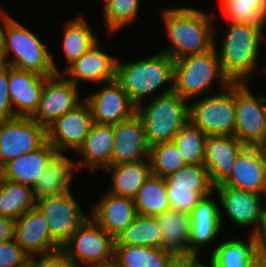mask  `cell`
Instances as JSON below:
<instances>
[{
    "instance_id": "cell-53",
    "label": "cell",
    "mask_w": 266,
    "mask_h": 267,
    "mask_svg": "<svg viewBox=\"0 0 266 267\" xmlns=\"http://www.w3.org/2000/svg\"><path fill=\"white\" fill-rule=\"evenodd\" d=\"M21 267H31V262L29 261L28 263H26L25 265H23Z\"/></svg>"
},
{
    "instance_id": "cell-36",
    "label": "cell",
    "mask_w": 266,
    "mask_h": 267,
    "mask_svg": "<svg viewBox=\"0 0 266 267\" xmlns=\"http://www.w3.org/2000/svg\"><path fill=\"white\" fill-rule=\"evenodd\" d=\"M166 186L190 189L199 192L203 197L211 195L215 191L209 172L203 164H187L173 174L165 177Z\"/></svg>"
},
{
    "instance_id": "cell-28",
    "label": "cell",
    "mask_w": 266,
    "mask_h": 267,
    "mask_svg": "<svg viewBox=\"0 0 266 267\" xmlns=\"http://www.w3.org/2000/svg\"><path fill=\"white\" fill-rule=\"evenodd\" d=\"M111 171V194L134 199L146 180L151 175L150 160L121 163L109 166Z\"/></svg>"
},
{
    "instance_id": "cell-38",
    "label": "cell",
    "mask_w": 266,
    "mask_h": 267,
    "mask_svg": "<svg viewBox=\"0 0 266 267\" xmlns=\"http://www.w3.org/2000/svg\"><path fill=\"white\" fill-rule=\"evenodd\" d=\"M206 134L188 121L175 135L173 141L186 164H204Z\"/></svg>"
},
{
    "instance_id": "cell-52",
    "label": "cell",
    "mask_w": 266,
    "mask_h": 267,
    "mask_svg": "<svg viewBox=\"0 0 266 267\" xmlns=\"http://www.w3.org/2000/svg\"><path fill=\"white\" fill-rule=\"evenodd\" d=\"M261 196H263V201L266 202V174H265L264 186L261 192ZM265 211H266V207H265Z\"/></svg>"
},
{
    "instance_id": "cell-31",
    "label": "cell",
    "mask_w": 266,
    "mask_h": 267,
    "mask_svg": "<svg viewBox=\"0 0 266 267\" xmlns=\"http://www.w3.org/2000/svg\"><path fill=\"white\" fill-rule=\"evenodd\" d=\"M36 205L33 189L0 176V215L17 220Z\"/></svg>"
},
{
    "instance_id": "cell-47",
    "label": "cell",
    "mask_w": 266,
    "mask_h": 267,
    "mask_svg": "<svg viewBox=\"0 0 266 267\" xmlns=\"http://www.w3.org/2000/svg\"><path fill=\"white\" fill-rule=\"evenodd\" d=\"M166 267H187V257L177 256L168 266Z\"/></svg>"
},
{
    "instance_id": "cell-44",
    "label": "cell",
    "mask_w": 266,
    "mask_h": 267,
    "mask_svg": "<svg viewBox=\"0 0 266 267\" xmlns=\"http://www.w3.org/2000/svg\"><path fill=\"white\" fill-rule=\"evenodd\" d=\"M15 220L0 215V244L14 239Z\"/></svg>"
},
{
    "instance_id": "cell-11",
    "label": "cell",
    "mask_w": 266,
    "mask_h": 267,
    "mask_svg": "<svg viewBox=\"0 0 266 267\" xmlns=\"http://www.w3.org/2000/svg\"><path fill=\"white\" fill-rule=\"evenodd\" d=\"M47 220L51 238L62 247L88 218L71 191L36 200L35 205Z\"/></svg>"
},
{
    "instance_id": "cell-13",
    "label": "cell",
    "mask_w": 266,
    "mask_h": 267,
    "mask_svg": "<svg viewBox=\"0 0 266 267\" xmlns=\"http://www.w3.org/2000/svg\"><path fill=\"white\" fill-rule=\"evenodd\" d=\"M105 86L84 99L90 105L93 122L114 125L131 119L137 107L121 85L114 80Z\"/></svg>"
},
{
    "instance_id": "cell-20",
    "label": "cell",
    "mask_w": 266,
    "mask_h": 267,
    "mask_svg": "<svg viewBox=\"0 0 266 267\" xmlns=\"http://www.w3.org/2000/svg\"><path fill=\"white\" fill-rule=\"evenodd\" d=\"M47 77L9 65L8 92L15 117H32L35 114Z\"/></svg>"
},
{
    "instance_id": "cell-23",
    "label": "cell",
    "mask_w": 266,
    "mask_h": 267,
    "mask_svg": "<svg viewBox=\"0 0 266 267\" xmlns=\"http://www.w3.org/2000/svg\"><path fill=\"white\" fill-rule=\"evenodd\" d=\"M134 199L106 193L96 203L91 218L115 240L137 216Z\"/></svg>"
},
{
    "instance_id": "cell-16",
    "label": "cell",
    "mask_w": 266,
    "mask_h": 267,
    "mask_svg": "<svg viewBox=\"0 0 266 267\" xmlns=\"http://www.w3.org/2000/svg\"><path fill=\"white\" fill-rule=\"evenodd\" d=\"M14 239L30 257L61 249L51 238L47 220L36 206L15 220Z\"/></svg>"
},
{
    "instance_id": "cell-49",
    "label": "cell",
    "mask_w": 266,
    "mask_h": 267,
    "mask_svg": "<svg viewBox=\"0 0 266 267\" xmlns=\"http://www.w3.org/2000/svg\"><path fill=\"white\" fill-rule=\"evenodd\" d=\"M254 255L259 259L262 267H266V251L265 250H255Z\"/></svg>"
},
{
    "instance_id": "cell-10",
    "label": "cell",
    "mask_w": 266,
    "mask_h": 267,
    "mask_svg": "<svg viewBox=\"0 0 266 267\" xmlns=\"http://www.w3.org/2000/svg\"><path fill=\"white\" fill-rule=\"evenodd\" d=\"M47 141V129L31 117L0 120V169L40 148Z\"/></svg>"
},
{
    "instance_id": "cell-51",
    "label": "cell",
    "mask_w": 266,
    "mask_h": 267,
    "mask_svg": "<svg viewBox=\"0 0 266 267\" xmlns=\"http://www.w3.org/2000/svg\"><path fill=\"white\" fill-rule=\"evenodd\" d=\"M259 149L266 156V136L263 142L259 145Z\"/></svg>"
},
{
    "instance_id": "cell-46",
    "label": "cell",
    "mask_w": 266,
    "mask_h": 267,
    "mask_svg": "<svg viewBox=\"0 0 266 267\" xmlns=\"http://www.w3.org/2000/svg\"><path fill=\"white\" fill-rule=\"evenodd\" d=\"M0 20L3 22L2 25L0 24V66L7 65L6 56L4 51V29L6 23L12 18L11 16L7 15L6 12L0 9Z\"/></svg>"
},
{
    "instance_id": "cell-19",
    "label": "cell",
    "mask_w": 266,
    "mask_h": 267,
    "mask_svg": "<svg viewBox=\"0 0 266 267\" xmlns=\"http://www.w3.org/2000/svg\"><path fill=\"white\" fill-rule=\"evenodd\" d=\"M266 174V156L259 147L246 146L237 156L230 175L216 187L261 194Z\"/></svg>"
},
{
    "instance_id": "cell-41",
    "label": "cell",
    "mask_w": 266,
    "mask_h": 267,
    "mask_svg": "<svg viewBox=\"0 0 266 267\" xmlns=\"http://www.w3.org/2000/svg\"><path fill=\"white\" fill-rule=\"evenodd\" d=\"M29 258L15 239L0 244V267H21Z\"/></svg>"
},
{
    "instance_id": "cell-34",
    "label": "cell",
    "mask_w": 266,
    "mask_h": 267,
    "mask_svg": "<svg viewBox=\"0 0 266 267\" xmlns=\"http://www.w3.org/2000/svg\"><path fill=\"white\" fill-rule=\"evenodd\" d=\"M222 12L229 23L257 27L262 31L266 24V0H222Z\"/></svg>"
},
{
    "instance_id": "cell-4",
    "label": "cell",
    "mask_w": 266,
    "mask_h": 267,
    "mask_svg": "<svg viewBox=\"0 0 266 267\" xmlns=\"http://www.w3.org/2000/svg\"><path fill=\"white\" fill-rule=\"evenodd\" d=\"M174 60L164 52L149 58L122 64L117 60L116 81L138 107L148 94L173 81Z\"/></svg>"
},
{
    "instance_id": "cell-50",
    "label": "cell",
    "mask_w": 266,
    "mask_h": 267,
    "mask_svg": "<svg viewBox=\"0 0 266 267\" xmlns=\"http://www.w3.org/2000/svg\"><path fill=\"white\" fill-rule=\"evenodd\" d=\"M245 267H262L259 259L253 255V257L246 263Z\"/></svg>"
},
{
    "instance_id": "cell-25",
    "label": "cell",
    "mask_w": 266,
    "mask_h": 267,
    "mask_svg": "<svg viewBox=\"0 0 266 267\" xmlns=\"http://www.w3.org/2000/svg\"><path fill=\"white\" fill-rule=\"evenodd\" d=\"M113 144L114 125L93 122L83 144L77 150L82 156L80 163L76 162L78 169L84 163L91 172L98 170L97 168L106 170L111 166Z\"/></svg>"
},
{
    "instance_id": "cell-45",
    "label": "cell",
    "mask_w": 266,
    "mask_h": 267,
    "mask_svg": "<svg viewBox=\"0 0 266 267\" xmlns=\"http://www.w3.org/2000/svg\"><path fill=\"white\" fill-rule=\"evenodd\" d=\"M252 236L254 239L255 250L266 251V211L263 213L262 219Z\"/></svg>"
},
{
    "instance_id": "cell-22",
    "label": "cell",
    "mask_w": 266,
    "mask_h": 267,
    "mask_svg": "<svg viewBox=\"0 0 266 267\" xmlns=\"http://www.w3.org/2000/svg\"><path fill=\"white\" fill-rule=\"evenodd\" d=\"M245 147L234 135L206 137L203 165L215 187L230 175L237 156Z\"/></svg>"
},
{
    "instance_id": "cell-29",
    "label": "cell",
    "mask_w": 266,
    "mask_h": 267,
    "mask_svg": "<svg viewBox=\"0 0 266 267\" xmlns=\"http://www.w3.org/2000/svg\"><path fill=\"white\" fill-rule=\"evenodd\" d=\"M177 256L163 248L115 245V267H166Z\"/></svg>"
},
{
    "instance_id": "cell-3",
    "label": "cell",
    "mask_w": 266,
    "mask_h": 267,
    "mask_svg": "<svg viewBox=\"0 0 266 267\" xmlns=\"http://www.w3.org/2000/svg\"><path fill=\"white\" fill-rule=\"evenodd\" d=\"M160 94L149 103L140 104L136 108L150 146L173 141L175 135L189 121L188 100L173 91V82Z\"/></svg>"
},
{
    "instance_id": "cell-6",
    "label": "cell",
    "mask_w": 266,
    "mask_h": 267,
    "mask_svg": "<svg viewBox=\"0 0 266 267\" xmlns=\"http://www.w3.org/2000/svg\"><path fill=\"white\" fill-rule=\"evenodd\" d=\"M217 46L204 54L187 55L174 61L173 91L190 102L191 98L204 93L215 78L220 89L225 90L232 82L223 73Z\"/></svg>"
},
{
    "instance_id": "cell-12",
    "label": "cell",
    "mask_w": 266,
    "mask_h": 267,
    "mask_svg": "<svg viewBox=\"0 0 266 267\" xmlns=\"http://www.w3.org/2000/svg\"><path fill=\"white\" fill-rule=\"evenodd\" d=\"M62 75L56 73L46 78L38 109L31 117L46 129L58 118L81 104L78 86L67 78L63 79Z\"/></svg>"
},
{
    "instance_id": "cell-1",
    "label": "cell",
    "mask_w": 266,
    "mask_h": 267,
    "mask_svg": "<svg viewBox=\"0 0 266 267\" xmlns=\"http://www.w3.org/2000/svg\"><path fill=\"white\" fill-rule=\"evenodd\" d=\"M162 16L171 45L161 52L174 61L187 55L204 54L214 48L213 14L189 7H173L163 10Z\"/></svg>"
},
{
    "instance_id": "cell-39",
    "label": "cell",
    "mask_w": 266,
    "mask_h": 267,
    "mask_svg": "<svg viewBox=\"0 0 266 267\" xmlns=\"http://www.w3.org/2000/svg\"><path fill=\"white\" fill-rule=\"evenodd\" d=\"M140 0H104L107 31L116 32L128 26L138 16Z\"/></svg>"
},
{
    "instance_id": "cell-35",
    "label": "cell",
    "mask_w": 266,
    "mask_h": 267,
    "mask_svg": "<svg viewBox=\"0 0 266 267\" xmlns=\"http://www.w3.org/2000/svg\"><path fill=\"white\" fill-rule=\"evenodd\" d=\"M254 253V239L249 235L248 242L242 239H230L216 246L210 262L214 267H245Z\"/></svg>"
},
{
    "instance_id": "cell-32",
    "label": "cell",
    "mask_w": 266,
    "mask_h": 267,
    "mask_svg": "<svg viewBox=\"0 0 266 267\" xmlns=\"http://www.w3.org/2000/svg\"><path fill=\"white\" fill-rule=\"evenodd\" d=\"M136 211L141 216L155 217L171 210L163 177L150 175L134 198Z\"/></svg>"
},
{
    "instance_id": "cell-40",
    "label": "cell",
    "mask_w": 266,
    "mask_h": 267,
    "mask_svg": "<svg viewBox=\"0 0 266 267\" xmlns=\"http://www.w3.org/2000/svg\"><path fill=\"white\" fill-rule=\"evenodd\" d=\"M170 208L173 211L190 214L203 196L194 190L166 186Z\"/></svg>"
},
{
    "instance_id": "cell-14",
    "label": "cell",
    "mask_w": 266,
    "mask_h": 267,
    "mask_svg": "<svg viewBox=\"0 0 266 267\" xmlns=\"http://www.w3.org/2000/svg\"><path fill=\"white\" fill-rule=\"evenodd\" d=\"M92 124L90 105L83 100L74 110L67 112L47 128V141L57 152H64L68 148L77 151Z\"/></svg>"
},
{
    "instance_id": "cell-30",
    "label": "cell",
    "mask_w": 266,
    "mask_h": 267,
    "mask_svg": "<svg viewBox=\"0 0 266 267\" xmlns=\"http://www.w3.org/2000/svg\"><path fill=\"white\" fill-rule=\"evenodd\" d=\"M90 28L83 16H77L64 25L61 47L68 66L63 72L99 41Z\"/></svg>"
},
{
    "instance_id": "cell-48",
    "label": "cell",
    "mask_w": 266,
    "mask_h": 267,
    "mask_svg": "<svg viewBox=\"0 0 266 267\" xmlns=\"http://www.w3.org/2000/svg\"><path fill=\"white\" fill-rule=\"evenodd\" d=\"M209 267H214V265L209 261ZM204 265L198 258H189L187 257V267H208Z\"/></svg>"
},
{
    "instance_id": "cell-24",
    "label": "cell",
    "mask_w": 266,
    "mask_h": 267,
    "mask_svg": "<svg viewBox=\"0 0 266 267\" xmlns=\"http://www.w3.org/2000/svg\"><path fill=\"white\" fill-rule=\"evenodd\" d=\"M56 153V149L46 141L35 151L19 156L5 164L0 169V176L33 189Z\"/></svg>"
},
{
    "instance_id": "cell-43",
    "label": "cell",
    "mask_w": 266,
    "mask_h": 267,
    "mask_svg": "<svg viewBox=\"0 0 266 267\" xmlns=\"http://www.w3.org/2000/svg\"><path fill=\"white\" fill-rule=\"evenodd\" d=\"M29 261L31 267H75L61 249L49 254L31 256Z\"/></svg>"
},
{
    "instance_id": "cell-17",
    "label": "cell",
    "mask_w": 266,
    "mask_h": 267,
    "mask_svg": "<svg viewBox=\"0 0 266 267\" xmlns=\"http://www.w3.org/2000/svg\"><path fill=\"white\" fill-rule=\"evenodd\" d=\"M215 191L231 222L242 228L253 226V230L249 233L252 235L265 212L261 194L231 187H215Z\"/></svg>"
},
{
    "instance_id": "cell-42",
    "label": "cell",
    "mask_w": 266,
    "mask_h": 267,
    "mask_svg": "<svg viewBox=\"0 0 266 267\" xmlns=\"http://www.w3.org/2000/svg\"><path fill=\"white\" fill-rule=\"evenodd\" d=\"M9 65L0 66V120L15 118L8 92Z\"/></svg>"
},
{
    "instance_id": "cell-5",
    "label": "cell",
    "mask_w": 266,
    "mask_h": 267,
    "mask_svg": "<svg viewBox=\"0 0 266 267\" xmlns=\"http://www.w3.org/2000/svg\"><path fill=\"white\" fill-rule=\"evenodd\" d=\"M7 65L42 76L61 73L44 43L28 28L11 18L4 29ZM12 54L13 58H9Z\"/></svg>"
},
{
    "instance_id": "cell-27",
    "label": "cell",
    "mask_w": 266,
    "mask_h": 267,
    "mask_svg": "<svg viewBox=\"0 0 266 267\" xmlns=\"http://www.w3.org/2000/svg\"><path fill=\"white\" fill-rule=\"evenodd\" d=\"M155 217L163 234L162 248L176 256L189 257L190 214L169 210Z\"/></svg>"
},
{
    "instance_id": "cell-15",
    "label": "cell",
    "mask_w": 266,
    "mask_h": 267,
    "mask_svg": "<svg viewBox=\"0 0 266 267\" xmlns=\"http://www.w3.org/2000/svg\"><path fill=\"white\" fill-rule=\"evenodd\" d=\"M150 145L143 123L135 114L131 119L114 124V144L111 166L149 160Z\"/></svg>"
},
{
    "instance_id": "cell-26",
    "label": "cell",
    "mask_w": 266,
    "mask_h": 267,
    "mask_svg": "<svg viewBox=\"0 0 266 267\" xmlns=\"http://www.w3.org/2000/svg\"><path fill=\"white\" fill-rule=\"evenodd\" d=\"M57 152L33 188L35 200L70 191L73 171L78 170L75 161Z\"/></svg>"
},
{
    "instance_id": "cell-7",
    "label": "cell",
    "mask_w": 266,
    "mask_h": 267,
    "mask_svg": "<svg viewBox=\"0 0 266 267\" xmlns=\"http://www.w3.org/2000/svg\"><path fill=\"white\" fill-rule=\"evenodd\" d=\"M115 243L112 236L88 217L61 250L75 267L83 264L86 267H107L113 265Z\"/></svg>"
},
{
    "instance_id": "cell-9",
    "label": "cell",
    "mask_w": 266,
    "mask_h": 267,
    "mask_svg": "<svg viewBox=\"0 0 266 267\" xmlns=\"http://www.w3.org/2000/svg\"><path fill=\"white\" fill-rule=\"evenodd\" d=\"M234 136L245 146L259 147L266 136V96L255 95L246 82L235 83Z\"/></svg>"
},
{
    "instance_id": "cell-37",
    "label": "cell",
    "mask_w": 266,
    "mask_h": 267,
    "mask_svg": "<svg viewBox=\"0 0 266 267\" xmlns=\"http://www.w3.org/2000/svg\"><path fill=\"white\" fill-rule=\"evenodd\" d=\"M151 174L167 177L186 166V162L174 141L150 146Z\"/></svg>"
},
{
    "instance_id": "cell-33",
    "label": "cell",
    "mask_w": 266,
    "mask_h": 267,
    "mask_svg": "<svg viewBox=\"0 0 266 267\" xmlns=\"http://www.w3.org/2000/svg\"><path fill=\"white\" fill-rule=\"evenodd\" d=\"M163 234L156 217L137 215L117 237L115 245L162 248Z\"/></svg>"
},
{
    "instance_id": "cell-8",
    "label": "cell",
    "mask_w": 266,
    "mask_h": 267,
    "mask_svg": "<svg viewBox=\"0 0 266 267\" xmlns=\"http://www.w3.org/2000/svg\"><path fill=\"white\" fill-rule=\"evenodd\" d=\"M218 93L191 104L189 121L206 136H233L236 122L235 83Z\"/></svg>"
},
{
    "instance_id": "cell-2",
    "label": "cell",
    "mask_w": 266,
    "mask_h": 267,
    "mask_svg": "<svg viewBox=\"0 0 266 267\" xmlns=\"http://www.w3.org/2000/svg\"><path fill=\"white\" fill-rule=\"evenodd\" d=\"M264 33L257 27L229 23L218 57L223 73L232 83H244L256 70Z\"/></svg>"
},
{
    "instance_id": "cell-21",
    "label": "cell",
    "mask_w": 266,
    "mask_h": 267,
    "mask_svg": "<svg viewBox=\"0 0 266 267\" xmlns=\"http://www.w3.org/2000/svg\"><path fill=\"white\" fill-rule=\"evenodd\" d=\"M100 41L93 45L78 60L69 66L63 76L67 74V79L79 87L80 81L107 83L116 80L115 56L104 53L101 49ZM80 79V81H79Z\"/></svg>"
},
{
    "instance_id": "cell-18",
    "label": "cell",
    "mask_w": 266,
    "mask_h": 267,
    "mask_svg": "<svg viewBox=\"0 0 266 267\" xmlns=\"http://www.w3.org/2000/svg\"><path fill=\"white\" fill-rule=\"evenodd\" d=\"M211 196L212 194L203 197L190 213L189 258H198L202 246L211 243L221 232L223 210Z\"/></svg>"
}]
</instances>
